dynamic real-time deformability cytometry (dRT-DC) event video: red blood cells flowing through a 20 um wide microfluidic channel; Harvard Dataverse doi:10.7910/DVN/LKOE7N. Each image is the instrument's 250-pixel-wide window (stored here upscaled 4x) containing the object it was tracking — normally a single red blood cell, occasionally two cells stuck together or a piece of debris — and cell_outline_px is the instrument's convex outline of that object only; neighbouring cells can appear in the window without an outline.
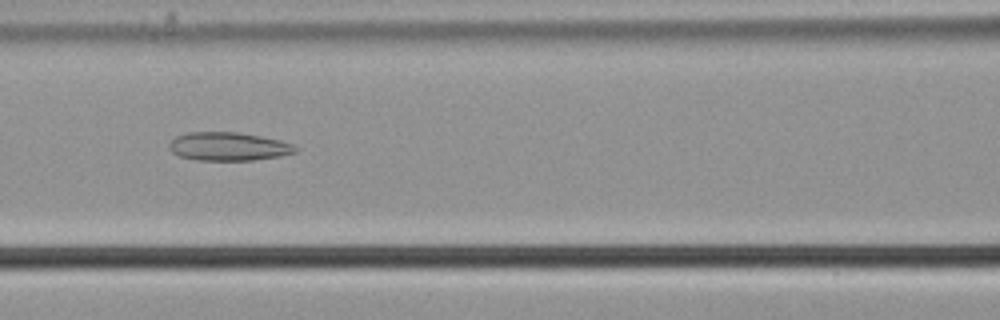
{"species": "common noctule bat (a hibernating species)", "species_latin": "Nyctalus noctula", "temperature_condition": "cold", "stored_images_in_passage": 39, "camera_frame_rate_fps": 3000, "um_per_image_px": 0.085, "animal": {"sex": "male", "body_mass_g": 21.5, "forearm_length_mm": 52.0}, "frame": {"image": 1, "passage_image": 25, "time_ms": 8.0, "image_size_px": [1000, 320], "cell_outline_px": [[300, 148], [296, 152], [280, 156], [252, 160], [196, 160], [180, 156], [172, 152], [168, 148], [168, 144], [176, 136], [188, 132], [236, 132], [260, 136], [280, 140], [292, 144]], "centroid_in_image_um": [19.41, 12.45], "position_along_channel_um": 147.2, "area_um2": 20.92}}
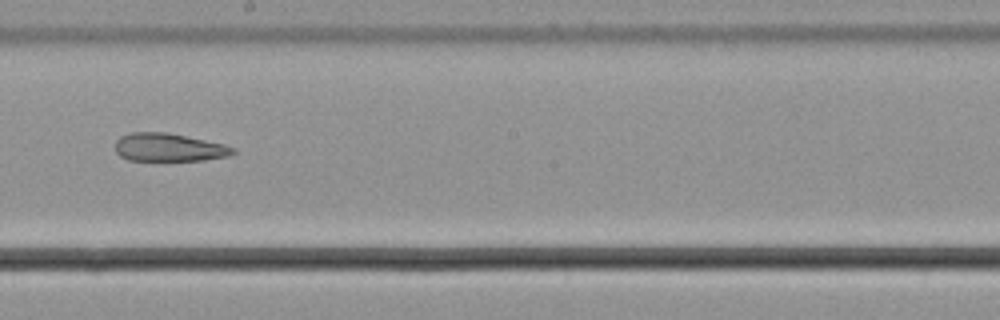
{"frame": {"image": 2, "passage_image": 32, "time_ms": 10.333, "image_size_px": [1000, 320], "cell_outline_px": [[236, 152], [228, 156], [204, 160], [128, 160], [120, 156], [116, 152], [116, 140], [120, 136], [132, 132], [168, 132], [224, 144], [236, 148]], "centroid_in_image_um": [14.36, 12.52], "position_along_channel_um": 233.8, "area_um2": 19.31}}
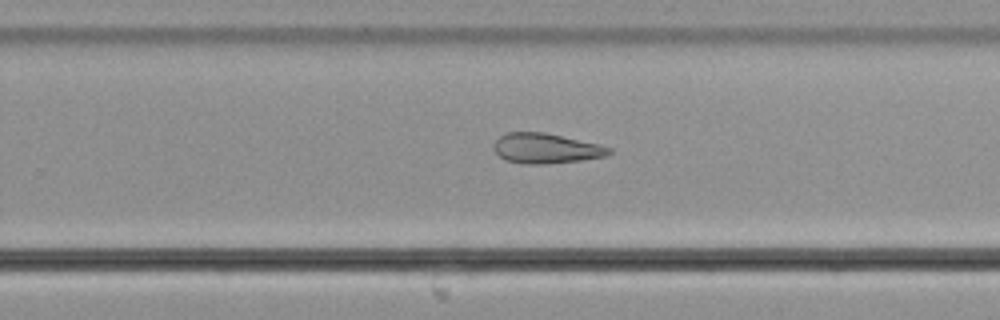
{"frame": {"image": 3, "passage_image": 36, "time_ms": 11.667, "image_size_px": [1000, 320], "cell_outline_px": [[612, 152], [604, 156], [580, 160], [540, 164], [520, 164], [504, 160], [492, 148], [496, 140], [500, 136], [508, 132], [544, 132], [600, 144], [612, 148]], "centroid_in_image_um": [46.38, 12.61], "position_along_channel_um": 283.4, "area_um2": 20.17}}